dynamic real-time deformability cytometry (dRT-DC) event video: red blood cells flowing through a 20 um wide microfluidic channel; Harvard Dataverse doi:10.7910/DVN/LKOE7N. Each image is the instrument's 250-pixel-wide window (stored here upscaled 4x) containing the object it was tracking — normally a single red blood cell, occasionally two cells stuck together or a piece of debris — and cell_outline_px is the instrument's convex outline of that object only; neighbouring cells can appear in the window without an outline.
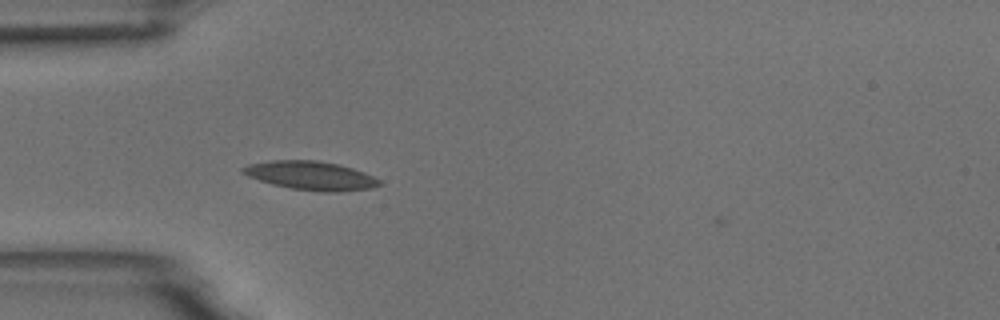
{"species": "common noctule bat (a hibernating species)", "species_latin": "Nyctalus noctula", "temperature_condition": "room temperature", "stored_images_in_passage": 39, "camera_frame_rate_fps": 3000, "um_per_image_px": 0.085, "animal": {"sex": "male", "body_mass_g": 18.8}, "frame": {"image": 1, "passage_image": 1, "time_ms": 0.0, "image_size_px": [1000, 320], "cell_outline_px": [[380, 184], [372, 188], [336, 192], [324, 192], [292, 188], [272, 184], [248, 176], [240, 172], [240, 168], [248, 164], [272, 160], [316, 160], [336, 164], [352, 168], [364, 172], [380, 180]], "centroid_in_image_um": [26.38, 14.92], "position_along_channel_um": 58.6, "area_um2": 22.66}}
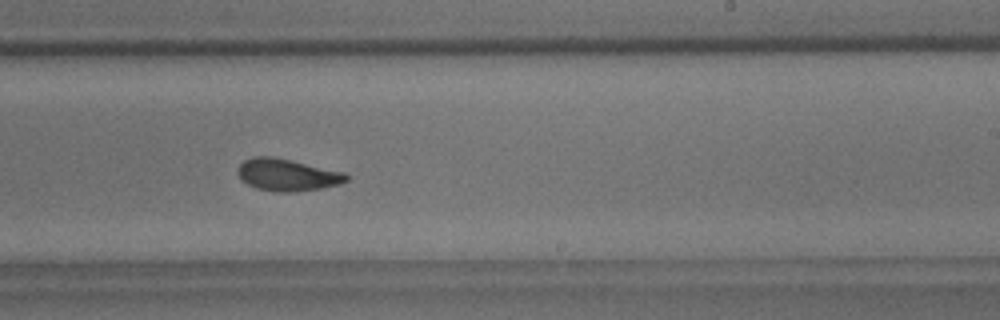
{"frame": {"image": 2, "passage_image": 18, "time_ms": 5.667, "image_size_px": [1000, 320], "cell_outline_px": [[348, 180], [340, 184], [320, 188], [292, 192], [276, 192], [256, 188], [240, 180], [236, 172], [236, 168], [244, 160], [252, 156], [272, 156], [344, 172], [348, 176]], "centroid_in_image_um": [24.36, 14.86], "position_along_channel_um": 264.6, "area_um2": 20.35}}
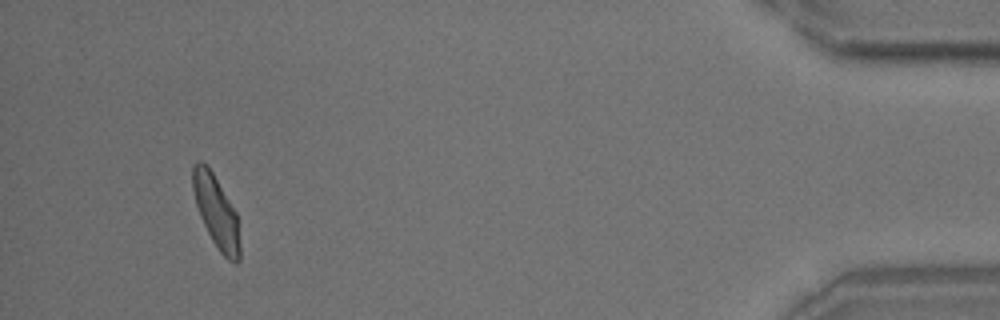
{"frame": {"image": 3, "passage_image": 36, "time_ms": 11.667, "image_size_px": [1000, 320], "cell_outline_px": [[240, 260], [236, 264], [228, 260], [220, 252], [212, 240], [200, 216], [196, 204], [192, 188], [192, 164], [196, 160], [200, 160], [208, 164], [236, 212], [240, 244]], "centroid_in_image_um": [18.37, 17.96], "position_along_channel_um": 416.8, "area_um2": 19.94}, "authors_computed_cell_mechanics": {"area_um2": 20.1722, "velocity_mm_per_s": 3.6889, "shape_relaxation_time_tau1_ms": 6.2608, "shape_relaxation_time_tau2_ms": 1.7779, "deformation_change_tau1": 0.1649, "deformation_change_tau2": 0.0746}}